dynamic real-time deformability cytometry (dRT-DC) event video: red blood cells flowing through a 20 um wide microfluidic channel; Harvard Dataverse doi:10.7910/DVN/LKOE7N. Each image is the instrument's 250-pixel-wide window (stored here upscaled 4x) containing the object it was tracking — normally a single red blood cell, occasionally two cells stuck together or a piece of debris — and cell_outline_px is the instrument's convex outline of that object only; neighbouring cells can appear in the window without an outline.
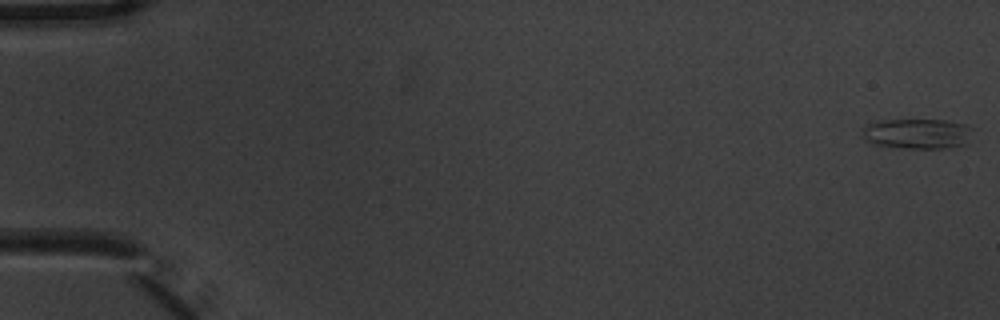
{"species": "common noctule bat (a hibernating species)", "species_latin": "Nyctalus noctula", "temperature_condition": "warm", "stored_images_in_passage": 7, "camera_frame_rate_fps": 3000, "um_per_image_px": 0.085, "animal": {"sex": "male", "body_mass_g": 20.1, "forearm_length_mm": 53.5}, "frame": {"image": 1, "passage_image": 1, "time_ms": 0.0, "image_size_px": [1000, 320], "cell_outline_px": [[972, 128], [968, 144], [948, 148], [908, 148], [876, 144], [864, 140], [860, 136], [864, 124], [880, 120], [944, 120], [968, 124]], "centroid_in_image_um": [77.96, 11.35], "position_along_channel_um": 7.0, "area_um2": 19.71}}
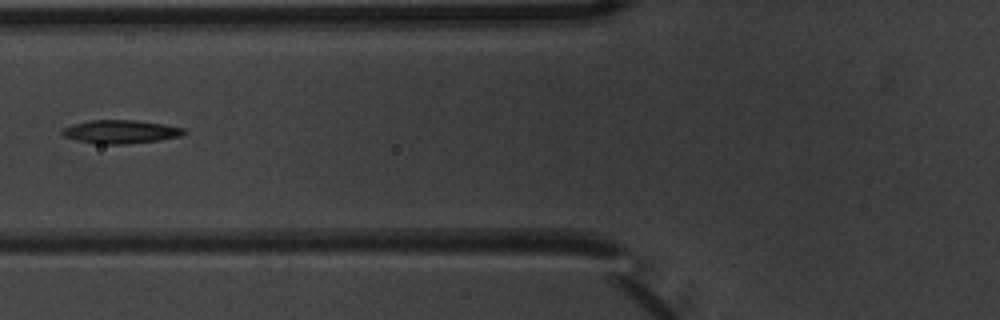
{"frame": {"image": 2, "passage_image": 7, "time_ms": 2.0, "image_size_px": [1000, 320], "cell_outline_px": [[188, 132], [180, 136], [160, 140], [128, 144], [96, 144], [76, 140], [64, 136], [60, 132], [64, 128], [72, 124], [92, 120], [136, 120], [164, 124], [184, 128]], "centroid_in_image_um": [10.27, 11.2], "position_along_channel_um": 115.5, "area_um2": 16.7}}